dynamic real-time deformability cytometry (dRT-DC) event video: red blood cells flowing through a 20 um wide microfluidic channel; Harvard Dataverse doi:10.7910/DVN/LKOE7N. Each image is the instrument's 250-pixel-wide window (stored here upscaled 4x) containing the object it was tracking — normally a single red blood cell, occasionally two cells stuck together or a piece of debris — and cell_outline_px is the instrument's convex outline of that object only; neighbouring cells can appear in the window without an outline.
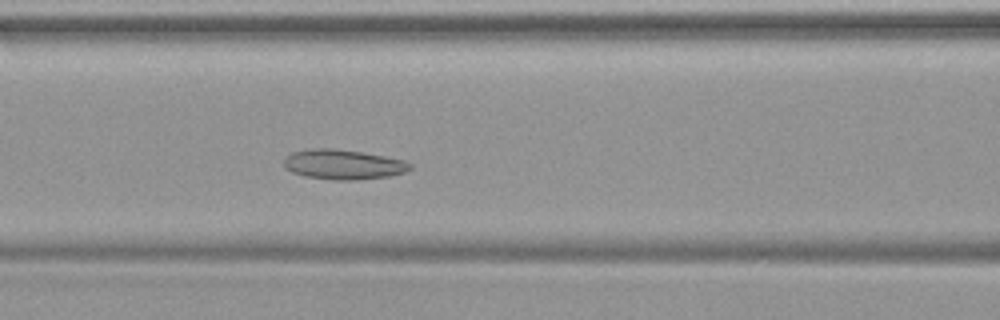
{"species": "common noctule bat (a hibernating species)", "species_latin": "Nyctalus noctula", "temperature_condition": "warm", "stored_images_in_passage": 47, "camera_frame_rate_fps": 3000, "um_per_image_px": 0.085, "animal": {"sex": "female", "body_mass_g": 19.9}, "frame": {"image": 1, "passage_image": 19, "time_ms": 6.0, "image_size_px": [1000, 320], "cell_outline_px": [[412, 168], [404, 172], [388, 176], [356, 180], [332, 180], [304, 176], [292, 172], [284, 168], [284, 160], [292, 152], [308, 148], [332, 148], [360, 152], [384, 156], [404, 160], [412, 164]], "centroid_in_image_um": [29.15, 13.98], "position_along_channel_um": 137.4, "area_um2": 21.96}}
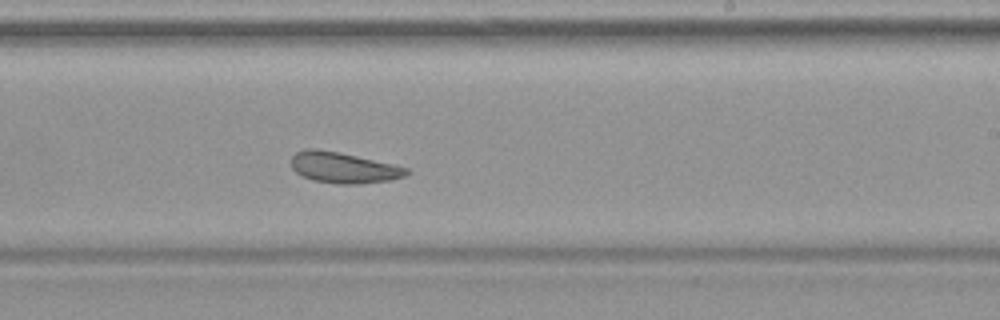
{"frame": {"image": 2, "passage_image": 28, "time_ms": 9.0, "image_size_px": [1000, 320], "cell_outline_px": [[408, 172], [404, 176], [388, 180], [360, 184], [336, 184], [312, 180], [296, 172], [292, 168], [292, 156], [296, 152], [304, 148], [316, 148], [340, 152], [392, 164], [408, 168]], "centroid_in_image_um": [29.15, 14.24], "position_along_channel_um": 259.9, "area_um2": 20.63}}
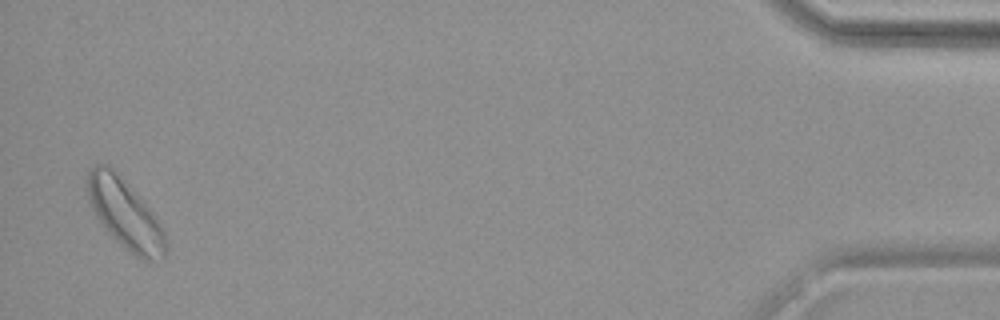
{"frame": {"image": 3, "passage_image": 46, "time_ms": 15.0, "image_size_px": [1000, 320], "cell_outline_px": [[164, 260], [140, 260], [124, 248], [104, 228], [88, 204], [84, 188], [84, 184], [88, 172], [96, 164], [108, 164], [116, 172], [152, 212], [160, 224], [164, 232]], "centroid_in_image_um": [10.54, 18.18], "position_along_channel_um": 424.7, "area_um2": 31.56}}